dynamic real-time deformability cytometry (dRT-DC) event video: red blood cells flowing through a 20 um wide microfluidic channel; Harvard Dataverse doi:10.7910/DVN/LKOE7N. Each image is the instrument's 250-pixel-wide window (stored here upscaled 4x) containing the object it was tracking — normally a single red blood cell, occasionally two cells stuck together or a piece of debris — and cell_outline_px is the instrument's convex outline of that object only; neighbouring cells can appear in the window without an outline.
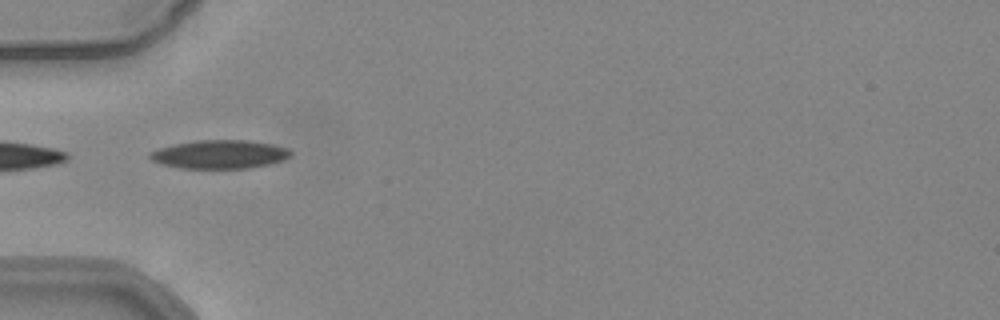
{"species": "common noctule bat (a hibernating species)", "species_latin": "Nyctalus noctula", "temperature_condition": "warm", "stored_images_in_passage": 16, "camera_frame_rate_fps": 3000, "um_per_image_px": 0.085, "animal": {"sex": "female", "body_mass_g": 24.6, "forearm_length_mm": 56.2}, "frame": {"image": 1, "passage_image": 8, "time_ms": 2.333, "image_size_px": [1000, 320], "cell_outline_px": [[292, 156], [284, 160], [268, 164], [248, 168], [180, 168], [160, 164], [152, 160], [148, 156], [148, 152], [172, 144], [196, 140], [248, 140], [272, 144], [288, 148], [292, 152]], "centroid_in_image_um": [18.66, 13.11], "position_along_channel_um": 66.3, "area_um2": 23.58}}
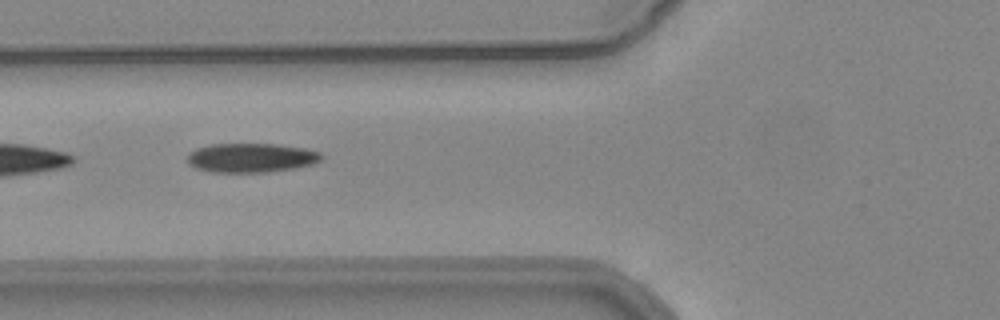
{"frame": {"image": 2, "passage_image": 11, "time_ms": 3.333, "image_size_px": [1000, 320], "cell_outline_px": [[324, 156], [320, 160], [312, 164], [292, 168], [264, 172], [212, 172], [196, 168], [188, 164], [188, 152], [196, 148], [208, 144], [280, 144], [304, 148], [320, 152]], "centroid_in_image_um": [21.32, 13.4], "position_along_channel_um": 104.5, "area_um2": 22.83}}
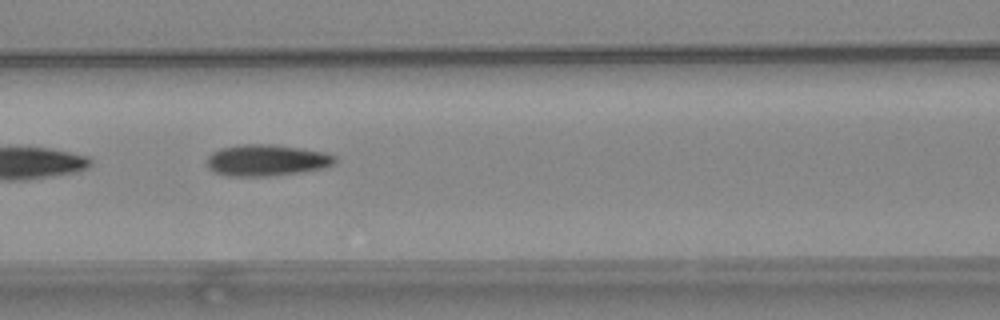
{"frame": {"image": 3, "passage_image": 14, "time_ms": 4.333, "image_size_px": [1000, 320], "cell_outline_px": [[336, 160], [328, 168], [300, 172], [268, 176], [228, 176], [212, 172], [208, 168], [204, 160], [212, 152], [220, 148], [240, 144], [272, 144], [300, 148], [324, 152], [336, 156]], "centroid_in_image_um": [22.61, 13.62], "position_along_channel_um": 144.0, "area_um2": 23.76}}